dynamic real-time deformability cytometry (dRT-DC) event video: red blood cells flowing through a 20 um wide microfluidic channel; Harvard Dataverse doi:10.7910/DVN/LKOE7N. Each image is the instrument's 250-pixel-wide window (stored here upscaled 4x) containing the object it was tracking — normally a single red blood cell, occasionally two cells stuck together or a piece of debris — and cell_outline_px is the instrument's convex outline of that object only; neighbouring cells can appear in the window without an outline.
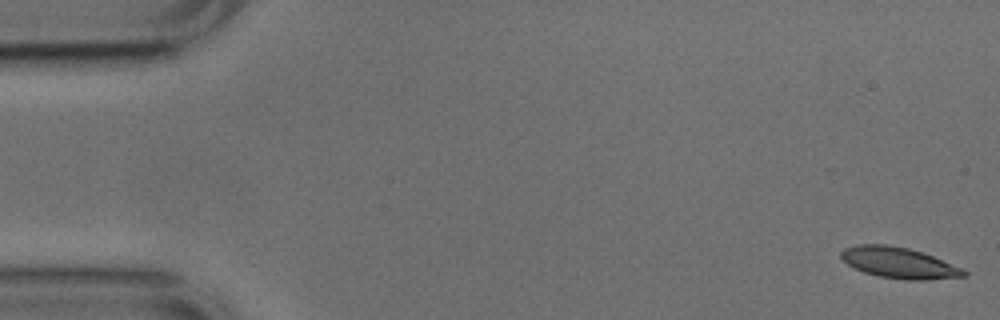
{"species": "common noctule bat (a hibernating species)", "species_latin": "Nyctalus noctula", "temperature_condition": "cold", "stored_images_in_passage": 52, "camera_frame_rate_fps": 3000, "um_per_image_px": 0.085, "animal": {"sex": "male", "body_mass_g": 17.9, "forearm_length_mm": 54.2}, "frame": {"image": 1, "passage_image": 1, "time_ms": 0.0, "image_size_px": [1000, 320], "cell_outline_px": [[968, 276], [928, 280], [904, 280], [880, 276], [864, 272], [848, 264], [840, 256], [840, 252], [844, 248], [856, 244], [884, 244], [908, 248], [932, 256], [960, 268], [968, 272]], "centroid_in_image_um": [76.39, 22.34], "position_along_channel_um": 8.6, "area_um2": 21.91}}
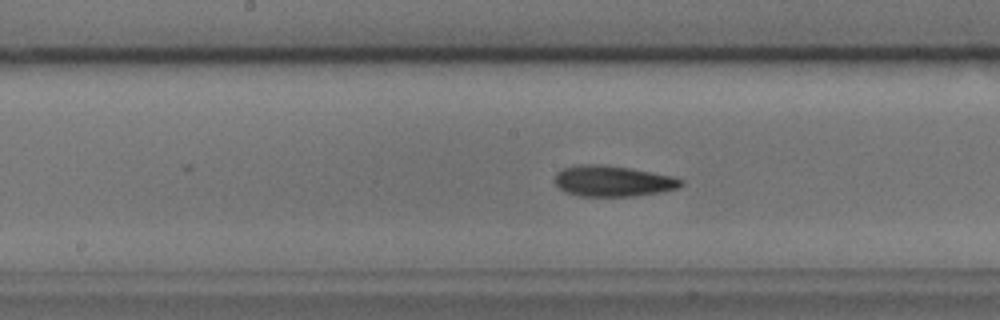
{"frame": {"image": 2, "passage_image": 26, "time_ms": 8.333, "image_size_px": [1000, 320], "cell_outline_px": [[684, 184], [676, 188], [660, 192], [636, 196], [580, 196], [564, 192], [556, 184], [556, 172], [564, 168], [580, 164], [600, 164], [628, 168], [672, 176], [684, 180]], "centroid_in_image_um": [52.08, 15.4], "position_along_channel_um": 196.1, "area_um2": 22.54}}
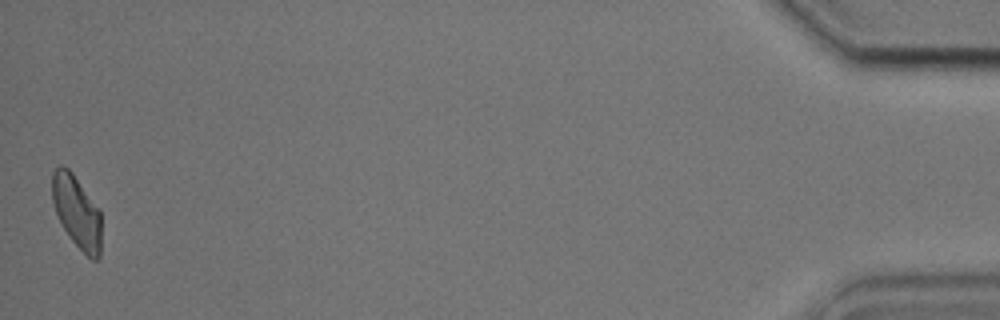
{"frame": {"image": 3, "passage_image": 52, "time_ms": 17.0, "image_size_px": [1000, 320], "cell_outline_px": [[100, 256], [96, 260], [92, 260], [72, 240], [64, 228], [56, 212], [52, 200], [52, 172], [60, 164], [68, 168], [72, 172], [100, 208]], "centroid_in_image_um": [6.53, 17.96], "position_along_channel_um": 428.7, "area_um2": 20.63}, "authors_computed_cell_mechanics": {"area_um2": 22.2819, "velocity_mm_per_s": 3.7653, "shape_relaxation_time_tau1_ms": 4.1854, "shape_relaxation_time_tau2_ms": 4.3464, "deformation_change_tau1": 0.1196, "deformation_change_tau2": 0.1219}}